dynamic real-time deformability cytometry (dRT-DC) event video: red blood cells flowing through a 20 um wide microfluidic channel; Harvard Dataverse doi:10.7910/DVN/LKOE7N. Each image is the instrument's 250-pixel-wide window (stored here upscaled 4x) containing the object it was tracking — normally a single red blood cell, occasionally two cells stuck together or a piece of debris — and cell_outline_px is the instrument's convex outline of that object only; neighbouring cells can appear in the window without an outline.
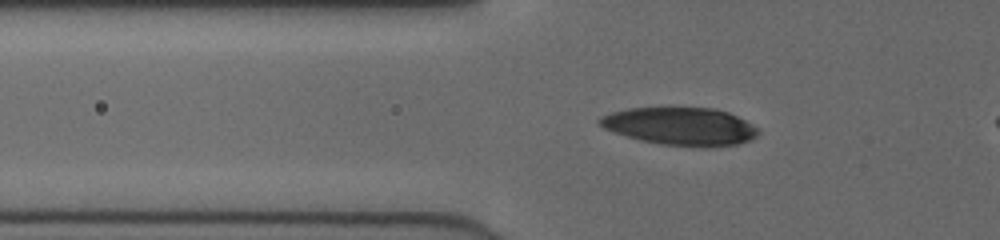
{"species": "human", "species_latin": "Homo sapiens", "temperature_condition": "cold", "stored_images_in_passage": 52, "camera_frame_rate_fps": 3000, "um_per_image_px": 0.085, "donor": {"sex": "female"}, "frame": {"image": 1, "passage_image": 21, "time_ms": 6.667, "image_size_px": [1000, 240], "cell_outline_px": [[760, 132], [752, 140], [736, 144], [660, 144], [640, 140], [604, 128], [596, 120], [600, 116], [612, 112], [628, 108], [716, 108], [728, 112], [752, 124]], "centroid_in_image_um": [57.8, 10.69], "position_along_channel_um": 68.0, "area_um2": 33.81}}
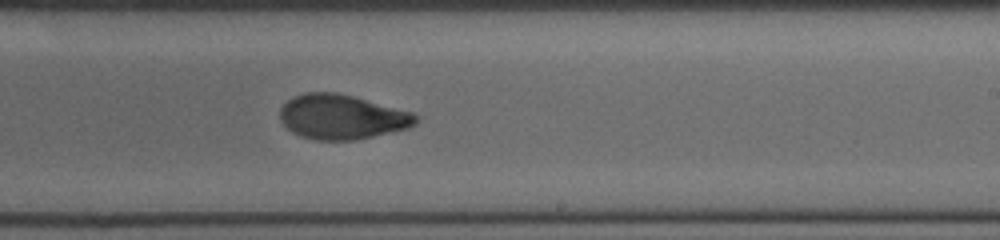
{"frame": {"image": 2, "passage_image": 36, "time_ms": 11.667, "image_size_px": [1000, 240], "cell_outline_px": [[420, 116], [416, 124], [408, 128], [356, 140], [316, 140], [300, 136], [292, 132], [280, 120], [280, 108], [292, 96], [304, 92], [336, 92], [352, 96], [412, 112]], "centroid_in_image_um": [29.05, 9.94], "position_along_channel_um": 260.0, "area_um2": 35.37}}
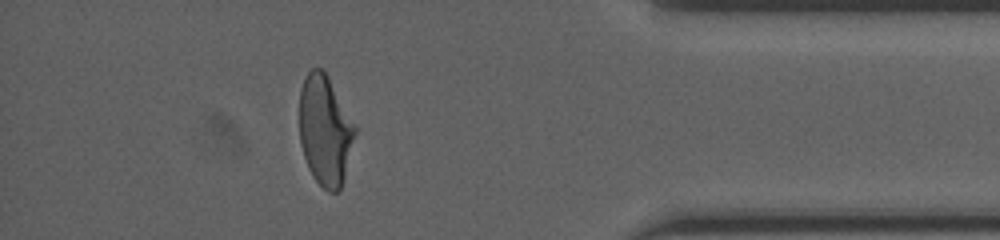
{"frame": {"image": 3, "passage_image": 49, "time_ms": 16.0, "image_size_px": [1000, 240], "cell_outline_px": [[356, 132], [344, 180], [340, 188], [336, 192], [328, 192], [312, 176], [308, 168], [300, 144], [300, 88], [308, 72], [312, 68], [320, 68], [328, 76], [356, 124]], "centroid_in_image_um": [27.64, 11.09], "position_along_channel_um": 407.6, "area_um2": 35.72}}